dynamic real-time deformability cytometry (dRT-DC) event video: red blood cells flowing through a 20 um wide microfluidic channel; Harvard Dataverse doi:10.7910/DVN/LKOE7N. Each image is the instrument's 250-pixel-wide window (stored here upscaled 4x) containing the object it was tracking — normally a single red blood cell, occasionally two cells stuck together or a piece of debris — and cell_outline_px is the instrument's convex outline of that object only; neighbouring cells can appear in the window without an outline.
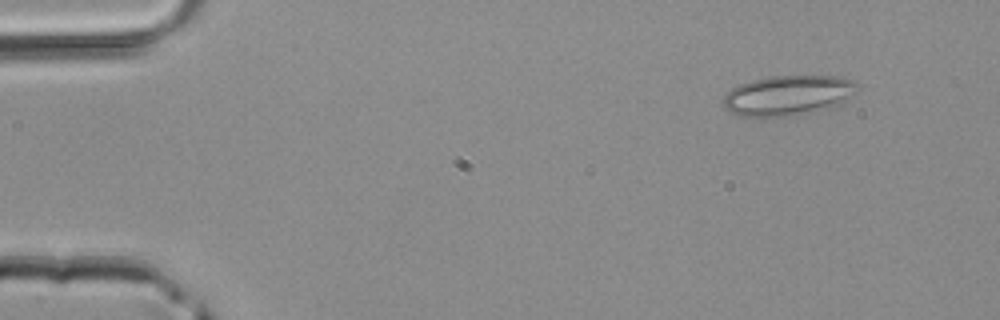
{"species": "common noctule bat (a hibernating species)", "species_latin": "Nyctalus noctula", "temperature_condition": "room temperature", "stored_images_in_passage": 2, "camera_frame_rate_fps": 3000, "um_per_image_px": 0.085, "animal": {"sex": "male", "body_mass_g": 20.4}, "frame": {"image": 1, "passage_image": 1, "time_ms": 0.0, "image_size_px": [1000, 320], "cell_outline_px": [[860, 88], [856, 92], [840, 104], [832, 108], [812, 112], [788, 116], [740, 116], [724, 108], [724, 96], [732, 88], [740, 84], [752, 80], [772, 76], [840, 76], [852, 80]], "centroid_in_image_um": [67.02, 8.1], "position_along_channel_um": 18.0, "area_um2": 31.27}}